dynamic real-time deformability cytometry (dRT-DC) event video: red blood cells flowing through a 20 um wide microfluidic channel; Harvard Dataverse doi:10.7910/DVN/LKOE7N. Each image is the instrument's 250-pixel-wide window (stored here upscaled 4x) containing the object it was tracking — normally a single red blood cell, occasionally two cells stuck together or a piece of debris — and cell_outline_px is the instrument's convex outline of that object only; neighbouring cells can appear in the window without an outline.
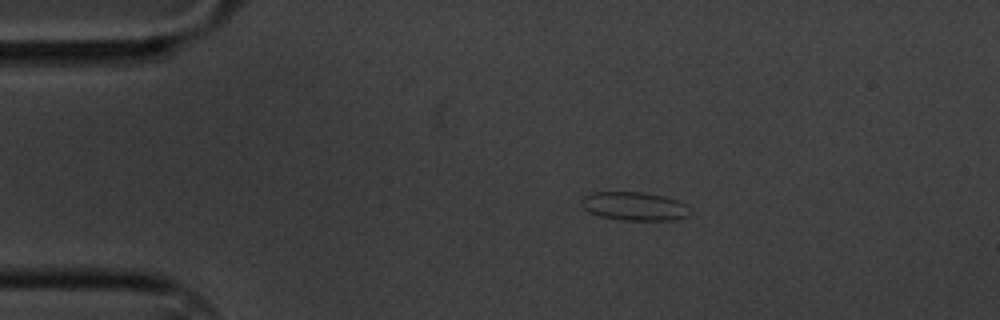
{"species": "common noctule bat (a hibernating species)", "species_latin": "Nyctalus noctula", "temperature_condition": "cold", "stored_images_in_passage": 50, "camera_frame_rate_fps": 3000, "um_per_image_px": 0.085, "animal": {"sex": "male", "body_mass_g": 20.1, "forearm_length_mm": 53.5}, "frame": {"image": 1, "passage_image": 1, "time_ms": 0.0, "image_size_px": [1000, 320], "cell_outline_px": [[692, 212], [688, 216], [676, 220], [620, 220], [600, 216], [588, 212], [584, 208], [580, 200], [584, 196], [592, 192], [644, 192], [664, 196], [676, 200], [692, 208]], "centroid_in_image_um": [53.95, 17.53], "position_along_channel_um": 31.1, "area_um2": 18.26}}
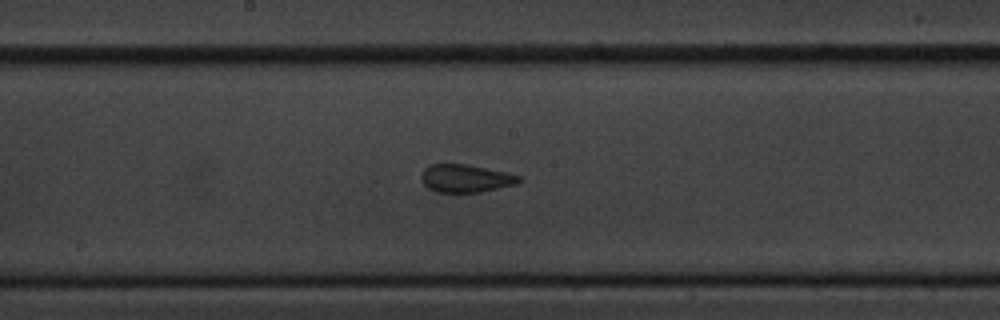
{"frame": {"image": 2, "passage_image": 21, "time_ms": 6.667, "image_size_px": [1000, 320], "cell_outline_px": [[520, 180], [516, 184], [480, 192], [436, 192], [428, 188], [420, 180], [420, 176], [424, 168], [432, 164], [468, 164], [504, 172], [520, 176]], "centroid_in_image_um": [39.52, 15.16], "position_along_channel_um": 208.7, "area_um2": 15.78}}
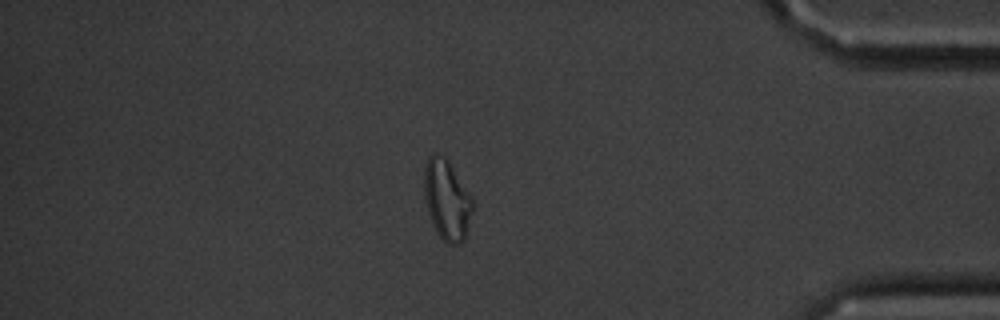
{"frame": {"image": 3, "passage_image": 41, "time_ms": 13.333, "image_size_px": [1000, 320], "cell_outline_px": [[476, 204], [464, 240], [456, 244], [448, 244], [436, 232], [432, 224], [424, 200], [424, 168], [428, 156], [432, 152], [436, 152], [444, 156], [448, 160], [472, 196]], "centroid_in_image_um": [38.0, 16.96], "position_along_channel_um": 397.2, "area_um2": 23.18}, "authors_computed_cell_mechanics": {"area_um2": 16.184, "velocity_mm_per_s": 3.324, "shape_relaxation_time_tau1_ms": 9.234, "shape_relaxation_time_tau2_ms": 1.6847, "deformation_change_tau1": 0.1398, "deformation_change_tau2": 0.0785}}